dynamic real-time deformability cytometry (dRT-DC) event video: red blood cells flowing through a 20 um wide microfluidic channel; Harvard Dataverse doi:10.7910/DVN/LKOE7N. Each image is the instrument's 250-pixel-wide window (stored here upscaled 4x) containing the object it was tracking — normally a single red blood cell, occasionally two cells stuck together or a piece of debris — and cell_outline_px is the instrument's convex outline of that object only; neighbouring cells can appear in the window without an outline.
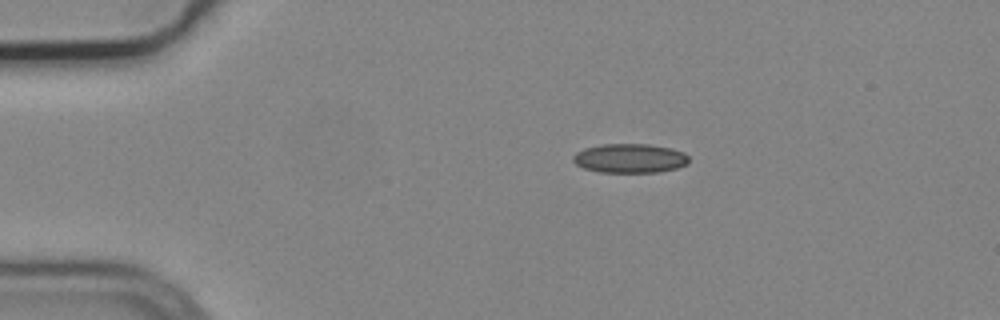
{"species": "common noctule bat (a hibernating species)", "species_latin": "Nyctalus noctula", "temperature_condition": "cold", "stored_images_in_passage": 2, "camera_frame_rate_fps": 3000, "um_per_image_px": 0.085, "animal": {"sex": "male", "body_mass_g": 19.2, "forearm_length_mm": 51.8}, "frame": {"image": 1, "passage_image": 1, "time_ms": 0.0, "image_size_px": [1000, 320], "cell_outline_px": [[688, 164], [676, 168], [656, 172], [600, 172], [584, 168], [576, 164], [572, 160], [572, 156], [576, 152], [584, 148], [604, 144], [648, 144], [672, 148], [684, 152], [688, 156]], "centroid_in_image_um": [53.53, 13.45], "position_along_channel_um": 31.5, "area_um2": 19.71}}